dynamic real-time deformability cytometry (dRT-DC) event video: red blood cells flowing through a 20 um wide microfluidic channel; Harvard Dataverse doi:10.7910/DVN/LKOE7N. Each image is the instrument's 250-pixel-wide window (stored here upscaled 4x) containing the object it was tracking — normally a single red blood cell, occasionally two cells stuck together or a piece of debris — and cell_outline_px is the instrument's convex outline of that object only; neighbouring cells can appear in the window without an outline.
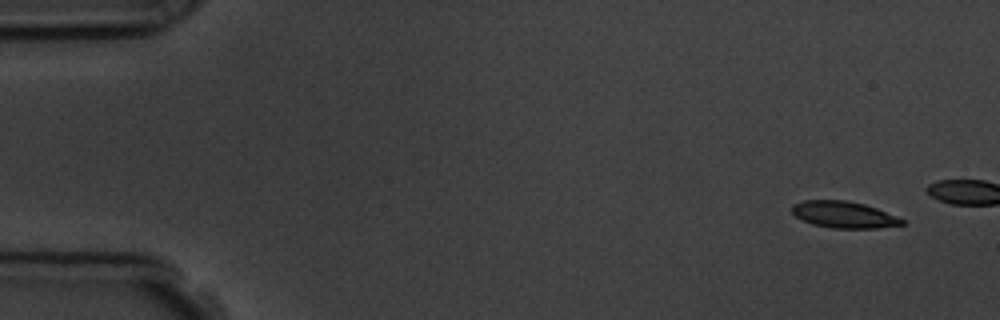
{"species": "common noctule bat (a hibernating species)", "species_latin": "Nyctalus noctula", "temperature_condition": "room temperature", "stored_images_in_passage": 4, "camera_frame_rate_fps": 3000, "um_per_image_px": 0.085, "animal": {"sex": "male", "body_mass_g": 19.5, "forearm_length_mm": 54.6}, "frame": {"image": 1, "passage_image": 1, "time_ms": 0.0, "image_size_px": [1000, 320], "cell_outline_px": [[904, 224], [876, 228], [832, 228], [812, 224], [796, 216], [792, 212], [792, 204], [804, 200], [844, 200], [864, 204], [876, 208], [896, 216], [904, 220]], "centroid_in_image_um": [71.71, 18.24], "position_along_channel_um": 13.3, "area_um2": 16.88}}